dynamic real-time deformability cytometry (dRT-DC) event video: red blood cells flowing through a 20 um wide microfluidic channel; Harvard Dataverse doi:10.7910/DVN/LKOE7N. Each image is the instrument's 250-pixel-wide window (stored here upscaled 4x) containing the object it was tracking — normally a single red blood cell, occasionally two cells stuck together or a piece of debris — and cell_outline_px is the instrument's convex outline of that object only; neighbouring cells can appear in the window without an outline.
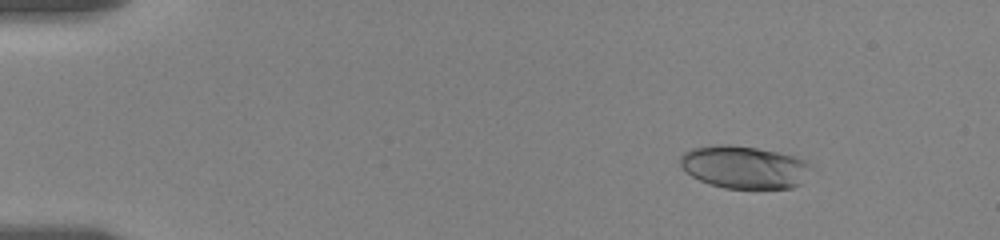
{"species": "human", "species_latin": "Homo sapiens", "temperature_condition": "room temperature", "stored_images_in_passage": 57, "camera_frame_rate_fps": 3000, "um_per_image_px": 0.085, "donor": {"sex": "female"}, "frame": {"image": 1, "passage_image": 7, "time_ms": 2.0, "image_size_px": [1000, 240], "cell_outline_px": [[808, 164], [800, 184], [792, 188], [724, 188], [700, 180], [692, 176], [680, 164], [680, 156], [684, 152], [692, 148], [716, 144], [728, 144], [756, 148], [776, 152], [792, 156], [804, 160]], "centroid_in_image_um": [63.17, 14.19], "position_along_channel_um": 21.8, "area_um2": 31.79}}
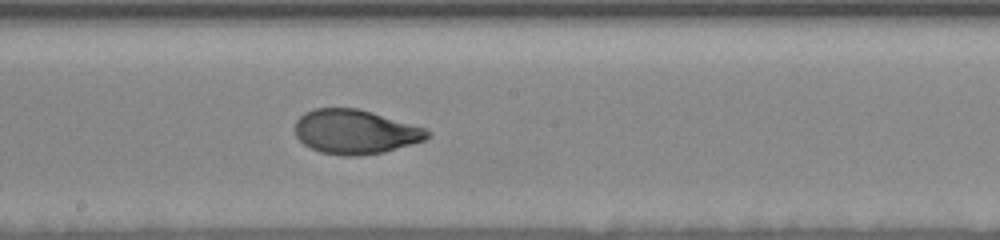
{"frame": {"image": 2, "passage_image": 32, "time_ms": 10.333, "image_size_px": [1000, 240], "cell_outline_px": [[432, 136], [424, 140], [412, 144], [384, 152], [360, 156], [344, 156], [320, 152], [304, 144], [296, 136], [296, 120], [304, 112], [316, 108], [356, 108], [372, 112], [424, 128], [432, 132]], "centroid_in_image_um": [30.2, 11.21], "position_along_channel_um": 218.0, "area_um2": 34.1}}
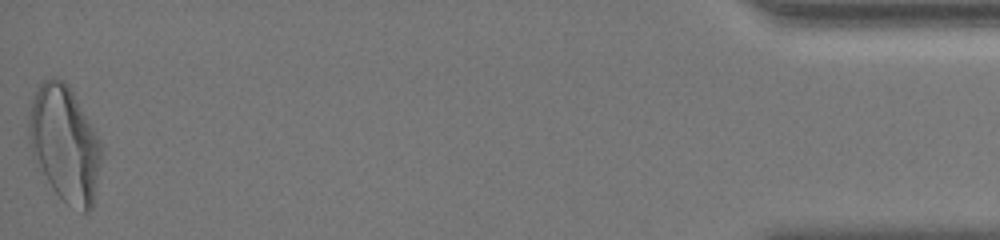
{"frame": {"image": 3, "passage_image": 57, "time_ms": 18.667, "image_size_px": [1000, 240], "cell_outline_px": [[100, 160], [92, 208], [88, 212], [84, 212], [68, 204], [52, 188], [32, 156], [28, 136], [28, 120], [32, 100], [40, 84], [44, 80], [52, 76], [56, 76], [64, 80], [68, 84], [100, 140]], "centroid_in_image_um": [5.47, 12.18], "position_along_channel_um": 429.7, "area_um2": 48.26}, "authors_computed_cell_mechanics": {"area_um2": 33.9864, "velocity_mm_per_s": 3.5364, "shape_relaxation_time_tau1_ms": 4.1454, "shape_relaxation_time_tau2_ms": 0.8164, "deformation_change_tau1": 0.1746, "deformation_change_tau2": 0.0479}}